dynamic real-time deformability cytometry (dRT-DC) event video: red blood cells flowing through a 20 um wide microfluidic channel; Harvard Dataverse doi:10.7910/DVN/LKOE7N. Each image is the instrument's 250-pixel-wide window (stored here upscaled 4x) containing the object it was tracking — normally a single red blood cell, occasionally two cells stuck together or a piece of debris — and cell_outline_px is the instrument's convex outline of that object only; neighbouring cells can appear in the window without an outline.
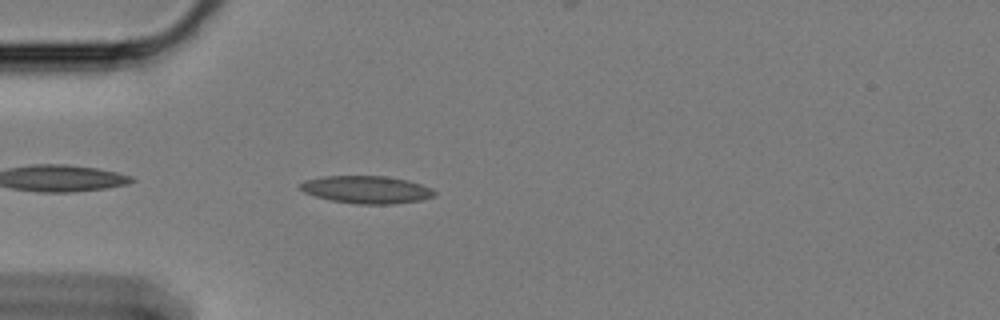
{"species": "Egyptian fruit bat (a non-hibernating species)", "species_latin": "Rousettus aegyptiacus", "temperature_condition": "cold", "stored_images_in_passage": 47, "camera_frame_rate_fps": 3000, "um_per_image_px": 0.085, "animal": {"sex": "female"}, "frame": {"image": 1, "passage_image": 3, "time_ms": 0.667, "image_size_px": [1000, 320], "cell_outline_px": [[436, 192], [432, 196], [420, 200], [392, 204], [356, 204], [332, 200], [316, 196], [304, 192], [300, 188], [300, 184], [304, 180], [324, 176], [384, 176], [408, 180], [432, 188]], "centroid_in_image_um": [31.15, 16.11], "position_along_channel_um": 53.9, "area_um2": 21.39}}
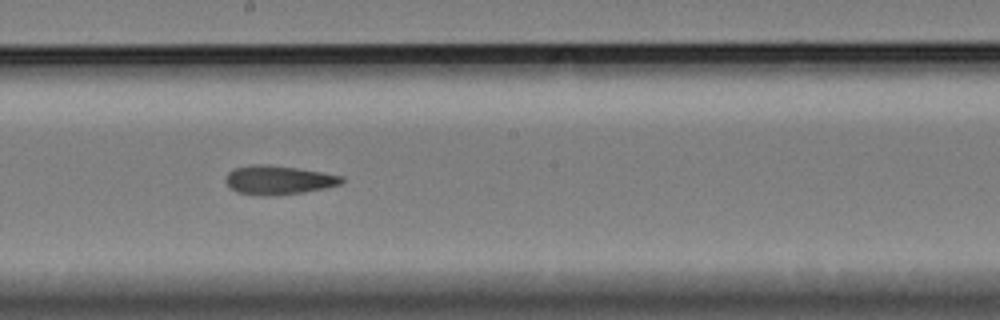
{"frame": {"image": 2, "passage_image": 19, "time_ms": 6.0, "image_size_px": [1000, 320], "cell_outline_px": [[344, 180], [340, 184], [324, 188], [304, 192], [276, 196], [236, 192], [224, 180], [228, 172], [236, 168], [252, 164], [268, 164], [296, 168], [344, 176]], "centroid_in_image_um": [23.67, 15.29], "position_along_channel_um": 224.5, "area_um2": 19.36}}
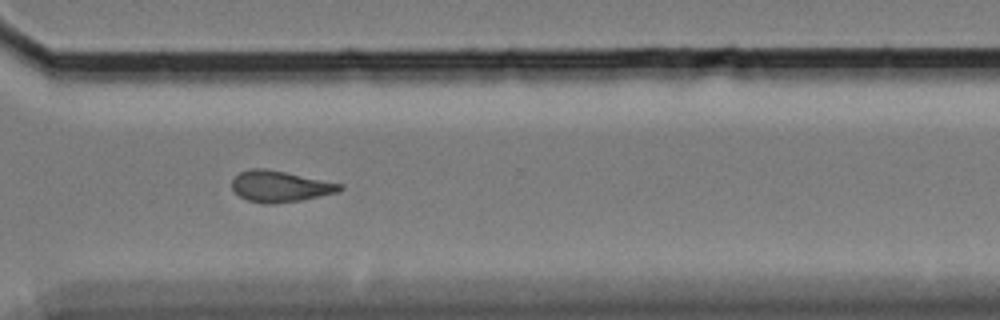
{"frame": {"image": 3, "passage_image": 30, "time_ms": 9.667, "image_size_px": [1000, 320], "cell_outline_px": [[344, 188], [336, 192], [300, 200], [276, 204], [264, 204], [248, 200], [240, 196], [232, 188], [232, 180], [240, 172], [252, 168], [264, 168], [344, 184]], "centroid_in_image_um": [23.79, 15.84], "position_along_channel_um": 346.8, "area_um2": 19.36}, "authors_computed_cell_mechanics": {"area_um2": 19.4208, "velocity_mm_per_s": 3.3411, "shape_relaxation_time_tau1_ms": null, "shape_relaxation_time_tau2_ms": 4.986, "deformation_change_tau1": null, "deformation_change_tau2": 0.1273}}